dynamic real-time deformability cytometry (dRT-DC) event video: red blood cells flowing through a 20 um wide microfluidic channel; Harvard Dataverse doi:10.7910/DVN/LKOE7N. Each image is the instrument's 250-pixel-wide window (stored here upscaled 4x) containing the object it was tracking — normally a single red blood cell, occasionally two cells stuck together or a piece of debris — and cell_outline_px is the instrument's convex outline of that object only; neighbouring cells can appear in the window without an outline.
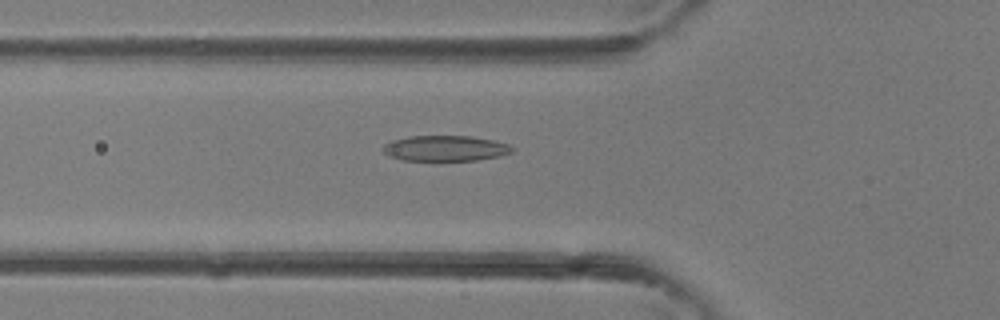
{"species": "common noctule bat (a hibernating species)", "species_latin": "Nyctalus noctula", "temperature_condition": "room temperature", "stored_images_in_passage": 39, "camera_frame_rate_fps": 3000, "um_per_image_px": 0.085, "animal": {"sex": "female"}, "frame": {"image": 1, "passage_image": 14, "time_ms": 4.333, "image_size_px": [1000, 320], "cell_outline_px": [[512, 152], [500, 156], [476, 160], [404, 160], [388, 156], [380, 148], [384, 144], [392, 140], [408, 136], [472, 136], [492, 140], [508, 144], [512, 148]], "centroid_in_image_um": [37.8, 12.6], "position_along_channel_um": 88.0, "area_um2": 19.19}}
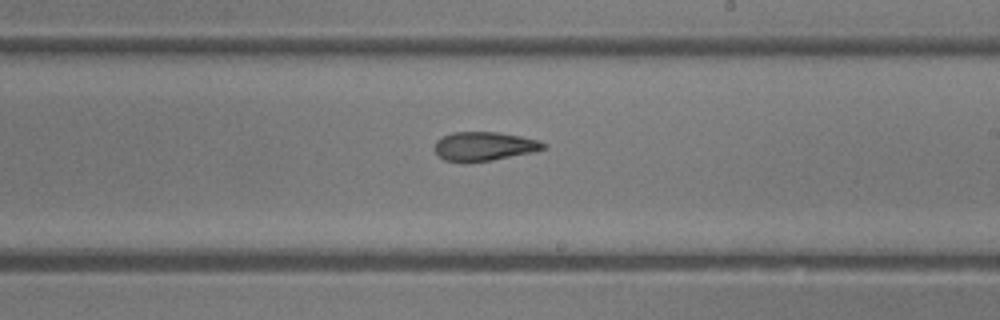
{"frame": {"image": 2, "passage_image": 23, "time_ms": 7.333, "image_size_px": [1000, 320], "cell_outline_px": [[548, 148], [532, 152], [492, 160], [468, 164], [444, 160], [432, 148], [436, 140], [452, 132], [496, 132], [520, 136], [540, 140], [548, 144]], "centroid_in_image_um": [41.14, 12.45], "position_along_channel_um": 247.9, "area_um2": 18.73}}
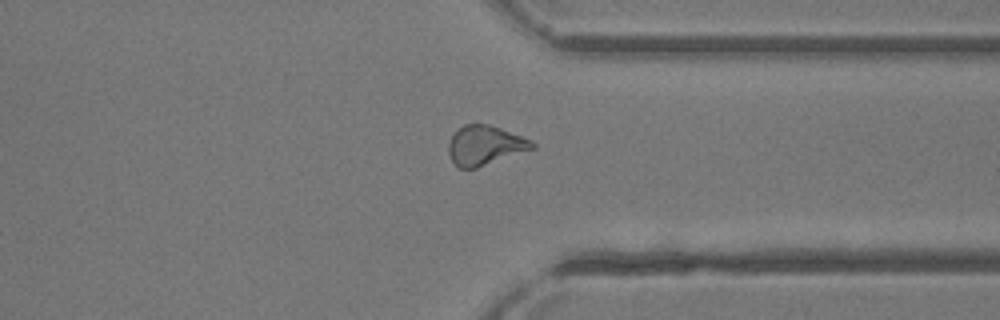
{"frame": {"image": 3, "passage_image": 30, "time_ms": 9.667, "image_size_px": [1000, 320], "cell_outline_px": [[536, 148], [476, 168], [460, 168], [452, 164], [448, 152], [448, 144], [452, 136], [464, 124], [488, 124], [500, 128], [532, 140], [536, 144]], "centroid_in_image_um": [41.23, 12.37], "position_along_channel_um": 370.2, "area_um2": 19.25}}